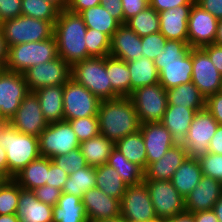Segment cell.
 I'll return each instance as SVG.
<instances>
[{
  "mask_svg": "<svg viewBox=\"0 0 222 222\" xmlns=\"http://www.w3.org/2000/svg\"><path fill=\"white\" fill-rule=\"evenodd\" d=\"M28 93L23 73L0 69V119L9 121Z\"/></svg>",
  "mask_w": 222,
  "mask_h": 222,
  "instance_id": "13",
  "label": "cell"
},
{
  "mask_svg": "<svg viewBox=\"0 0 222 222\" xmlns=\"http://www.w3.org/2000/svg\"><path fill=\"white\" fill-rule=\"evenodd\" d=\"M94 187H96V167L87 166L69 174L62 192L82 198L86 191Z\"/></svg>",
  "mask_w": 222,
  "mask_h": 222,
  "instance_id": "39",
  "label": "cell"
},
{
  "mask_svg": "<svg viewBox=\"0 0 222 222\" xmlns=\"http://www.w3.org/2000/svg\"><path fill=\"white\" fill-rule=\"evenodd\" d=\"M109 56L126 62L141 58V37L126 24H122L110 38Z\"/></svg>",
  "mask_w": 222,
  "mask_h": 222,
  "instance_id": "21",
  "label": "cell"
},
{
  "mask_svg": "<svg viewBox=\"0 0 222 222\" xmlns=\"http://www.w3.org/2000/svg\"><path fill=\"white\" fill-rule=\"evenodd\" d=\"M187 157L186 148L181 143L175 144L158 161L147 165L144 180L171 181L173 174Z\"/></svg>",
  "mask_w": 222,
  "mask_h": 222,
  "instance_id": "22",
  "label": "cell"
},
{
  "mask_svg": "<svg viewBox=\"0 0 222 222\" xmlns=\"http://www.w3.org/2000/svg\"><path fill=\"white\" fill-rule=\"evenodd\" d=\"M106 73L112 86V99L129 97L131 94V78L126 61L106 56Z\"/></svg>",
  "mask_w": 222,
  "mask_h": 222,
  "instance_id": "30",
  "label": "cell"
},
{
  "mask_svg": "<svg viewBox=\"0 0 222 222\" xmlns=\"http://www.w3.org/2000/svg\"><path fill=\"white\" fill-rule=\"evenodd\" d=\"M96 187L106 195L121 201L128 185L108 164L96 167Z\"/></svg>",
  "mask_w": 222,
  "mask_h": 222,
  "instance_id": "36",
  "label": "cell"
},
{
  "mask_svg": "<svg viewBox=\"0 0 222 222\" xmlns=\"http://www.w3.org/2000/svg\"><path fill=\"white\" fill-rule=\"evenodd\" d=\"M87 58L109 56L110 38L98 30L87 28L85 34Z\"/></svg>",
  "mask_w": 222,
  "mask_h": 222,
  "instance_id": "42",
  "label": "cell"
},
{
  "mask_svg": "<svg viewBox=\"0 0 222 222\" xmlns=\"http://www.w3.org/2000/svg\"><path fill=\"white\" fill-rule=\"evenodd\" d=\"M9 124L21 133L39 137L48 126L45 120L40 102L34 92H29L17 109V112L9 120Z\"/></svg>",
  "mask_w": 222,
  "mask_h": 222,
  "instance_id": "16",
  "label": "cell"
},
{
  "mask_svg": "<svg viewBox=\"0 0 222 222\" xmlns=\"http://www.w3.org/2000/svg\"><path fill=\"white\" fill-rule=\"evenodd\" d=\"M99 132L116 143L139 130L140 122L130 97L101 100L98 110Z\"/></svg>",
  "mask_w": 222,
  "mask_h": 222,
  "instance_id": "1",
  "label": "cell"
},
{
  "mask_svg": "<svg viewBox=\"0 0 222 222\" xmlns=\"http://www.w3.org/2000/svg\"><path fill=\"white\" fill-rule=\"evenodd\" d=\"M101 4V0H68L66 9L79 14L81 11Z\"/></svg>",
  "mask_w": 222,
  "mask_h": 222,
  "instance_id": "59",
  "label": "cell"
},
{
  "mask_svg": "<svg viewBox=\"0 0 222 222\" xmlns=\"http://www.w3.org/2000/svg\"><path fill=\"white\" fill-rule=\"evenodd\" d=\"M71 78L100 100L112 99V86L106 73V56L89 57L71 66Z\"/></svg>",
  "mask_w": 222,
  "mask_h": 222,
  "instance_id": "5",
  "label": "cell"
},
{
  "mask_svg": "<svg viewBox=\"0 0 222 222\" xmlns=\"http://www.w3.org/2000/svg\"><path fill=\"white\" fill-rule=\"evenodd\" d=\"M63 92L64 85L46 86L34 91L48 124L64 120Z\"/></svg>",
  "mask_w": 222,
  "mask_h": 222,
  "instance_id": "26",
  "label": "cell"
},
{
  "mask_svg": "<svg viewBox=\"0 0 222 222\" xmlns=\"http://www.w3.org/2000/svg\"><path fill=\"white\" fill-rule=\"evenodd\" d=\"M195 0H149V5L158 13L181 5H193Z\"/></svg>",
  "mask_w": 222,
  "mask_h": 222,
  "instance_id": "54",
  "label": "cell"
},
{
  "mask_svg": "<svg viewBox=\"0 0 222 222\" xmlns=\"http://www.w3.org/2000/svg\"><path fill=\"white\" fill-rule=\"evenodd\" d=\"M167 106L185 107L196 112L205 109L206 98L193 82L167 89Z\"/></svg>",
  "mask_w": 222,
  "mask_h": 222,
  "instance_id": "29",
  "label": "cell"
},
{
  "mask_svg": "<svg viewBox=\"0 0 222 222\" xmlns=\"http://www.w3.org/2000/svg\"><path fill=\"white\" fill-rule=\"evenodd\" d=\"M101 100L86 87L70 78L64 84L63 108L64 120L84 117H98Z\"/></svg>",
  "mask_w": 222,
  "mask_h": 222,
  "instance_id": "9",
  "label": "cell"
},
{
  "mask_svg": "<svg viewBox=\"0 0 222 222\" xmlns=\"http://www.w3.org/2000/svg\"><path fill=\"white\" fill-rule=\"evenodd\" d=\"M209 152L222 155V125H219L216 133L211 138Z\"/></svg>",
  "mask_w": 222,
  "mask_h": 222,
  "instance_id": "60",
  "label": "cell"
},
{
  "mask_svg": "<svg viewBox=\"0 0 222 222\" xmlns=\"http://www.w3.org/2000/svg\"><path fill=\"white\" fill-rule=\"evenodd\" d=\"M218 126L219 123L206 108L195 113L189 131L181 143L186 148L188 157L198 159L209 153V144Z\"/></svg>",
  "mask_w": 222,
  "mask_h": 222,
  "instance_id": "10",
  "label": "cell"
},
{
  "mask_svg": "<svg viewBox=\"0 0 222 222\" xmlns=\"http://www.w3.org/2000/svg\"><path fill=\"white\" fill-rule=\"evenodd\" d=\"M205 108L212 114L219 125H222V91L207 97Z\"/></svg>",
  "mask_w": 222,
  "mask_h": 222,
  "instance_id": "53",
  "label": "cell"
},
{
  "mask_svg": "<svg viewBox=\"0 0 222 222\" xmlns=\"http://www.w3.org/2000/svg\"><path fill=\"white\" fill-rule=\"evenodd\" d=\"M49 167L50 159L40 156L38 159L33 160L20 172H18L14 176L13 180L21 188L33 191L37 187L46 185Z\"/></svg>",
  "mask_w": 222,
  "mask_h": 222,
  "instance_id": "28",
  "label": "cell"
},
{
  "mask_svg": "<svg viewBox=\"0 0 222 222\" xmlns=\"http://www.w3.org/2000/svg\"><path fill=\"white\" fill-rule=\"evenodd\" d=\"M121 2L124 13V24L128 19L149 6V0H121Z\"/></svg>",
  "mask_w": 222,
  "mask_h": 222,
  "instance_id": "52",
  "label": "cell"
},
{
  "mask_svg": "<svg viewBox=\"0 0 222 222\" xmlns=\"http://www.w3.org/2000/svg\"><path fill=\"white\" fill-rule=\"evenodd\" d=\"M86 31L87 27L79 14L67 9L59 11L53 35L57 43L58 56L70 66L87 58Z\"/></svg>",
  "mask_w": 222,
  "mask_h": 222,
  "instance_id": "2",
  "label": "cell"
},
{
  "mask_svg": "<svg viewBox=\"0 0 222 222\" xmlns=\"http://www.w3.org/2000/svg\"><path fill=\"white\" fill-rule=\"evenodd\" d=\"M192 5H181L159 12L160 33L167 40H180L188 43V19Z\"/></svg>",
  "mask_w": 222,
  "mask_h": 222,
  "instance_id": "24",
  "label": "cell"
},
{
  "mask_svg": "<svg viewBox=\"0 0 222 222\" xmlns=\"http://www.w3.org/2000/svg\"><path fill=\"white\" fill-rule=\"evenodd\" d=\"M33 191L38 200L53 207L57 205L58 199L62 195L61 189L55 188L48 184L41 187H37Z\"/></svg>",
  "mask_w": 222,
  "mask_h": 222,
  "instance_id": "49",
  "label": "cell"
},
{
  "mask_svg": "<svg viewBox=\"0 0 222 222\" xmlns=\"http://www.w3.org/2000/svg\"><path fill=\"white\" fill-rule=\"evenodd\" d=\"M51 160L55 165L65 170L68 174L88 166L80 148H76L68 154L55 156Z\"/></svg>",
  "mask_w": 222,
  "mask_h": 222,
  "instance_id": "45",
  "label": "cell"
},
{
  "mask_svg": "<svg viewBox=\"0 0 222 222\" xmlns=\"http://www.w3.org/2000/svg\"><path fill=\"white\" fill-rule=\"evenodd\" d=\"M140 124L161 122L167 109V91L159 83L143 86L130 94Z\"/></svg>",
  "mask_w": 222,
  "mask_h": 222,
  "instance_id": "7",
  "label": "cell"
},
{
  "mask_svg": "<svg viewBox=\"0 0 222 222\" xmlns=\"http://www.w3.org/2000/svg\"><path fill=\"white\" fill-rule=\"evenodd\" d=\"M107 164L114 168L123 181L128 185H138L144 180V171L130 162L118 149L114 148Z\"/></svg>",
  "mask_w": 222,
  "mask_h": 222,
  "instance_id": "38",
  "label": "cell"
},
{
  "mask_svg": "<svg viewBox=\"0 0 222 222\" xmlns=\"http://www.w3.org/2000/svg\"><path fill=\"white\" fill-rule=\"evenodd\" d=\"M54 4L59 10L66 9L68 0H46Z\"/></svg>",
  "mask_w": 222,
  "mask_h": 222,
  "instance_id": "67",
  "label": "cell"
},
{
  "mask_svg": "<svg viewBox=\"0 0 222 222\" xmlns=\"http://www.w3.org/2000/svg\"><path fill=\"white\" fill-rule=\"evenodd\" d=\"M3 147L8 163V180L40 157L38 137L21 133L10 124L4 128Z\"/></svg>",
  "mask_w": 222,
  "mask_h": 222,
  "instance_id": "3",
  "label": "cell"
},
{
  "mask_svg": "<svg viewBox=\"0 0 222 222\" xmlns=\"http://www.w3.org/2000/svg\"><path fill=\"white\" fill-rule=\"evenodd\" d=\"M203 176L198 159L187 157L173 174L171 182L185 198L200 182Z\"/></svg>",
  "mask_w": 222,
  "mask_h": 222,
  "instance_id": "32",
  "label": "cell"
},
{
  "mask_svg": "<svg viewBox=\"0 0 222 222\" xmlns=\"http://www.w3.org/2000/svg\"><path fill=\"white\" fill-rule=\"evenodd\" d=\"M218 19L194 3L188 19V44L202 48L215 41Z\"/></svg>",
  "mask_w": 222,
  "mask_h": 222,
  "instance_id": "17",
  "label": "cell"
},
{
  "mask_svg": "<svg viewBox=\"0 0 222 222\" xmlns=\"http://www.w3.org/2000/svg\"><path fill=\"white\" fill-rule=\"evenodd\" d=\"M147 222H168V219L167 218L156 217L155 219L149 220Z\"/></svg>",
  "mask_w": 222,
  "mask_h": 222,
  "instance_id": "69",
  "label": "cell"
},
{
  "mask_svg": "<svg viewBox=\"0 0 222 222\" xmlns=\"http://www.w3.org/2000/svg\"><path fill=\"white\" fill-rule=\"evenodd\" d=\"M82 204L89 222L113 219L121 214L120 200L94 187L83 194Z\"/></svg>",
  "mask_w": 222,
  "mask_h": 222,
  "instance_id": "18",
  "label": "cell"
},
{
  "mask_svg": "<svg viewBox=\"0 0 222 222\" xmlns=\"http://www.w3.org/2000/svg\"><path fill=\"white\" fill-rule=\"evenodd\" d=\"M52 222H89L81 198L62 192L53 207Z\"/></svg>",
  "mask_w": 222,
  "mask_h": 222,
  "instance_id": "31",
  "label": "cell"
},
{
  "mask_svg": "<svg viewBox=\"0 0 222 222\" xmlns=\"http://www.w3.org/2000/svg\"><path fill=\"white\" fill-rule=\"evenodd\" d=\"M221 195V183L211 177L202 176L198 185L184 198L185 211L195 213L212 210Z\"/></svg>",
  "mask_w": 222,
  "mask_h": 222,
  "instance_id": "20",
  "label": "cell"
},
{
  "mask_svg": "<svg viewBox=\"0 0 222 222\" xmlns=\"http://www.w3.org/2000/svg\"><path fill=\"white\" fill-rule=\"evenodd\" d=\"M68 177L69 174L59 166L55 165L50 159L48 180H46V184L62 190Z\"/></svg>",
  "mask_w": 222,
  "mask_h": 222,
  "instance_id": "51",
  "label": "cell"
},
{
  "mask_svg": "<svg viewBox=\"0 0 222 222\" xmlns=\"http://www.w3.org/2000/svg\"><path fill=\"white\" fill-rule=\"evenodd\" d=\"M192 214H193L194 222H219L213 209L205 210V211H198Z\"/></svg>",
  "mask_w": 222,
  "mask_h": 222,
  "instance_id": "61",
  "label": "cell"
},
{
  "mask_svg": "<svg viewBox=\"0 0 222 222\" xmlns=\"http://www.w3.org/2000/svg\"><path fill=\"white\" fill-rule=\"evenodd\" d=\"M192 82L205 98L222 91V75L202 48H192Z\"/></svg>",
  "mask_w": 222,
  "mask_h": 222,
  "instance_id": "15",
  "label": "cell"
},
{
  "mask_svg": "<svg viewBox=\"0 0 222 222\" xmlns=\"http://www.w3.org/2000/svg\"><path fill=\"white\" fill-rule=\"evenodd\" d=\"M202 49L208 54L211 62L222 75V45L212 43L202 47Z\"/></svg>",
  "mask_w": 222,
  "mask_h": 222,
  "instance_id": "57",
  "label": "cell"
},
{
  "mask_svg": "<svg viewBox=\"0 0 222 222\" xmlns=\"http://www.w3.org/2000/svg\"><path fill=\"white\" fill-rule=\"evenodd\" d=\"M168 222H194V218L192 213L185 211L174 216L173 218H169Z\"/></svg>",
  "mask_w": 222,
  "mask_h": 222,
  "instance_id": "63",
  "label": "cell"
},
{
  "mask_svg": "<svg viewBox=\"0 0 222 222\" xmlns=\"http://www.w3.org/2000/svg\"><path fill=\"white\" fill-rule=\"evenodd\" d=\"M9 124L8 120H0V174L8 180V163L4 144V128Z\"/></svg>",
  "mask_w": 222,
  "mask_h": 222,
  "instance_id": "55",
  "label": "cell"
},
{
  "mask_svg": "<svg viewBox=\"0 0 222 222\" xmlns=\"http://www.w3.org/2000/svg\"><path fill=\"white\" fill-rule=\"evenodd\" d=\"M78 141L89 140L100 134L98 117H84L69 120Z\"/></svg>",
  "mask_w": 222,
  "mask_h": 222,
  "instance_id": "44",
  "label": "cell"
},
{
  "mask_svg": "<svg viewBox=\"0 0 222 222\" xmlns=\"http://www.w3.org/2000/svg\"><path fill=\"white\" fill-rule=\"evenodd\" d=\"M101 5L117 19L121 24H124V13L121 0H101Z\"/></svg>",
  "mask_w": 222,
  "mask_h": 222,
  "instance_id": "56",
  "label": "cell"
},
{
  "mask_svg": "<svg viewBox=\"0 0 222 222\" xmlns=\"http://www.w3.org/2000/svg\"><path fill=\"white\" fill-rule=\"evenodd\" d=\"M58 48L54 35L40 42L20 43L8 47L5 69L23 73L28 68L58 58Z\"/></svg>",
  "mask_w": 222,
  "mask_h": 222,
  "instance_id": "4",
  "label": "cell"
},
{
  "mask_svg": "<svg viewBox=\"0 0 222 222\" xmlns=\"http://www.w3.org/2000/svg\"><path fill=\"white\" fill-rule=\"evenodd\" d=\"M143 182L149 191L157 217L169 219L185 212V199L171 181L143 180Z\"/></svg>",
  "mask_w": 222,
  "mask_h": 222,
  "instance_id": "11",
  "label": "cell"
},
{
  "mask_svg": "<svg viewBox=\"0 0 222 222\" xmlns=\"http://www.w3.org/2000/svg\"><path fill=\"white\" fill-rule=\"evenodd\" d=\"M16 216L19 222H52L53 206L38 200L34 191L19 186Z\"/></svg>",
  "mask_w": 222,
  "mask_h": 222,
  "instance_id": "25",
  "label": "cell"
},
{
  "mask_svg": "<svg viewBox=\"0 0 222 222\" xmlns=\"http://www.w3.org/2000/svg\"><path fill=\"white\" fill-rule=\"evenodd\" d=\"M0 29L7 47L20 43L40 42L54 34V25L51 22L25 15L3 21Z\"/></svg>",
  "mask_w": 222,
  "mask_h": 222,
  "instance_id": "6",
  "label": "cell"
},
{
  "mask_svg": "<svg viewBox=\"0 0 222 222\" xmlns=\"http://www.w3.org/2000/svg\"><path fill=\"white\" fill-rule=\"evenodd\" d=\"M29 92L46 86L64 85L71 78V66L61 57L40 63L23 72Z\"/></svg>",
  "mask_w": 222,
  "mask_h": 222,
  "instance_id": "12",
  "label": "cell"
},
{
  "mask_svg": "<svg viewBox=\"0 0 222 222\" xmlns=\"http://www.w3.org/2000/svg\"><path fill=\"white\" fill-rule=\"evenodd\" d=\"M154 63L159 72V84L166 90L192 81V48L177 61Z\"/></svg>",
  "mask_w": 222,
  "mask_h": 222,
  "instance_id": "23",
  "label": "cell"
},
{
  "mask_svg": "<svg viewBox=\"0 0 222 222\" xmlns=\"http://www.w3.org/2000/svg\"><path fill=\"white\" fill-rule=\"evenodd\" d=\"M139 130L145 143L147 165L158 161L176 141L160 122L140 124Z\"/></svg>",
  "mask_w": 222,
  "mask_h": 222,
  "instance_id": "19",
  "label": "cell"
},
{
  "mask_svg": "<svg viewBox=\"0 0 222 222\" xmlns=\"http://www.w3.org/2000/svg\"><path fill=\"white\" fill-rule=\"evenodd\" d=\"M214 44L222 45V19L218 20Z\"/></svg>",
  "mask_w": 222,
  "mask_h": 222,
  "instance_id": "65",
  "label": "cell"
},
{
  "mask_svg": "<svg viewBox=\"0 0 222 222\" xmlns=\"http://www.w3.org/2000/svg\"><path fill=\"white\" fill-rule=\"evenodd\" d=\"M98 222H128L127 220H125L121 215L113 218V219H107V220H102V221H98Z\"/></svg>",
  "mask_w": 222,
  "mask_h": 222,
  "instance_id": "68",
  "label": "cell"
},
{
  "mask_svg": "<svg viewBox=\"0 0 222 222\" xmlns=\"http://www.w3.org/2000/svg\"><path fill=\"white\" fill-rule=\"evenodd\" d=\"M195 113L194 109L167 106L160 123L167 128L176 143H182L189 131Z\"/></svg>",
  "mask_w": 222,
  "mask_h": 222,
  "instance_id": "27",
  "label": "cell"
},
{
  "mask_svg": "<svg viewBox=\"0 0 222 222\" xmlns=\"http://www.w3.org/2000/svg\"><path fill=\"white\" fill-rule=\"evenodd\" d=\"M88 166L98 167L107 164L108 158L115 148V143L99 134L79 145Z\"/></svg>",
  "mask_w": 222,
  "mask_h": 222,
  "instance_id": "33",
  "label": "cell"
},
{
  "mask_svg": "<svg viewBox=\"0 0 222 222\" xmlns=\"http://www.w3.org/2000/svg\"><path fill=\"white\" fill-rule=\"evenodd\" d=\"M118 149L130 162L139 166L143 171L147 167V156L142 133L129 134L115 143Z\"/></svg>",
  "mask_w": 222,
  "mask_h": 222,
  "instance_id": "37",
  "label": "cell"
},
{
  "mask_svg": "<svg viewBox=\"0 0 222 222\" xmlns=\"http://www.w3.org/2000/svg\"><path fill=\"white\" fill-rule=\"evenodd\" d=\"M19 199V185L13 180H7L0 187V215L16 213Z\"/></svg>",
  "mask_w": 222,
  "mask_h": 222,
  "instance_id": "43",
  "label": "cell"
},
{
  "mask_svg": "<svg viewBox=\"0 0 222 222\" xmlns=\"http://www.w3.org/2000/svg\"><path fill=\"white\" fill-rule=\"evenodd\" d=\"M203 176L211 177L222 185V155L207 153L198 158Z\"/></svg>",
  "mask_w": 222,
  "mask_h": 222,
  "instance_id": "47",
  "label": "cell"
},
{
  "mask_svg": "<svg viewBox=\"0 0 222 222\" xmlns=\"http://www.w3.org/2000/svg\"><path fill=\"white\" fill-rule=\"evenodd\" d=\"M190 45L185 41L167 40L163 52H161L154 62L177 61L178 58L185 56L190 51Z\"/></svg>",
  "mask_w": 222,
  "mask_h": 222,
  "instance_id": "46",
  "label": "cell"
},
{
  "mask_svg": "<svg viewBox=\"0 0 222 222\" xmlns=\"http://www.w3.org/2000/svg\"><path fill=\"white\" fill-rule=\"evenodd\" d=\"M38 139L40 156L49 159L68 154L80 145L72 126L66 120L49 123Z\"/></svg>",
  "mask_w": 222,
  "mask_h": 222,
  "instance_id": "8",
  "label": "cell"
},
{
  "mask_svg": "<svg viewBox=\"0 0 222 222\" xmlns=\"http://www.w3.org/2000/svg\"><path fill=\"white\" fill-rule=\"evenodd\" d=\"M22 0H0L1 21L10 20L22 15Z\"/></svg>",
  "mask_w": 222,
  "mask_h": 222,
  "instance_id": "50",
  "label": "cell"
},
{
  "mask_svg": "<svg viewBox=\"0 0 222 222\" xmlns=\"http://www.w3.org/2000/svg\"><path fill=\"white\" fill-rule=\"evenodd\" d=\"M127 64L131 78V93L143 86L159 83V72L153 60L142 56Z\"/></svg>",
  "mask_w": 222,
  "mask_h": 222,
  "instance_id": "34",
  "label": "cell"
},
{
  "mask_svg": "<svg viewBox=\"0 0 222 222\" xmlns=\"http://www.w3.org/2000/svg\"><path fill=\"white\" fill-rule=\"evenodd\" d=\"M22 15L55 24L59 9L46 0H22Z\"/></svg>",
  "mask_w": 222,
  "mask_h": 222,
  "instance_id": "41",
  "label": "cell"
},
{
  "mask_svg": "<svg viewBox=\"0 0 222 222\" xmlns=\"http://www.w3.org/2000/svg\"><path fill=\"white\" fill-rule=\"evenodd\" d=\"M140 37L160 32L159 13L150 5L125 23Z\"/></svg>",
  "mask_w": 222,
  "mask_h": 222,
  "instance_id": "40",
  "label": "cell"
},
{
  "mask_svg": "<svg viewBox=\"0 0 222 222\" xmlns=\"http://www.w3.org/2000/svg\"><path fill=\"white\" fill-rule=\"evenodd\" d=\"M8 59V47L3 35L2 30L0 29V69H4L7 64Z\"/></svg>",
  "mask_w": 222,
  "mask_h": 222,
  "instance_id": "62",
  "label": "cell"
},
{
  "mask_svg": "<svg viewBox=\"0 0 222 222\" xmlns=\"http://www.w3.org/2000/svg\"><path fill=\"white\" fill-rule=\"evenodd\" d=\"M213 211L215 212V215L218 218L219 222H222V195L213 206Z\"/></svg>",
  "mask_w": 222,
  "mask_h": 222,
  "instance_id": "64",
  "label": "cell"
},
{
  "mask_svg": "<svg viewBox=\"0 0 222 222\" xmlns=\"http://www.w3.org/2000/svg\"><path fill=\"white\" fill-rule=\"evenodd\" d=\"M7 179H5L1 174H0V185H3Z\"/></svg>",
  "mask_w": 222,
  "mask_h": 222,
  "instance_id": "70",
  "label": "cell"
},
{
  "mask_svg": "<svg viewBox=\"0 0 222 222\" xmlns=\"http://www.w3.org/2000/svg\"><path fill=\"white\" fill-rule=\"evenodd\" d=\"M195 3L218 20L222 19V0H195Z\"/></svg>",
  "mask_w": 222,
  "mask_h": 222,
  "instance_id": "58",
  "label": "cell"
},
{
  "mask_svg": "<svg viewBox=\"0 0 222 222\" xmlns=\"http://www.w3.org/2000/svg\"><path fill=\"white\" fill-rule=\"evenodd\" d=\"M166 41L167 39L160 32L141 37L143 56L154 61L163 52Z\"/></svg>",
  "mask_w": 222,
  "mask_h": 222,
  "instance_id": "48",
  "label": "cell"
},
{
  "mask_svg": "<svg viewBox=\"0 0 222 222\" xmlns=\"http://www.w3.org/2000/svg\"><path fill=\"white\" fill-rule=\"evenodd\" d=\"M120 205V215L128 222H147L157 217L144 182L128 186L121 198Z\"/></svg>",
  "mask_w": 222,
  "mask_h": 222,
  "instance_id": "14",
  "label": "cell"
},
{
  "mask_svg": "<svg viewBox=\"0 0 222 222\" xmlns=\"http://www.w3.org/2000/svg\"><path fill=\"white\" fill-rule=\"evenodd\" d=\"M79 15L87 28L105 33L109 38L122 25L101 4L85 9Z\"/></svg>",
  "mask_w": 222,
  "mask_h": 222,
  "instance_id": "35",
  "label": "cell"
},
{
  "mask_svg": "<svg viewBox=\"0 0 222 222\" xmlns=\"http://www.w3.org/2000/svg\"><path fill=\"white\" fill-rule=\"evenodd\" d=\"M0 222H19L16 213L0 215Z\"/></svg>",
  "mask_w": 222,
  "mask_h": 222,
  "instance_id": "66",
  "label": "cell"
}]
</instances>
